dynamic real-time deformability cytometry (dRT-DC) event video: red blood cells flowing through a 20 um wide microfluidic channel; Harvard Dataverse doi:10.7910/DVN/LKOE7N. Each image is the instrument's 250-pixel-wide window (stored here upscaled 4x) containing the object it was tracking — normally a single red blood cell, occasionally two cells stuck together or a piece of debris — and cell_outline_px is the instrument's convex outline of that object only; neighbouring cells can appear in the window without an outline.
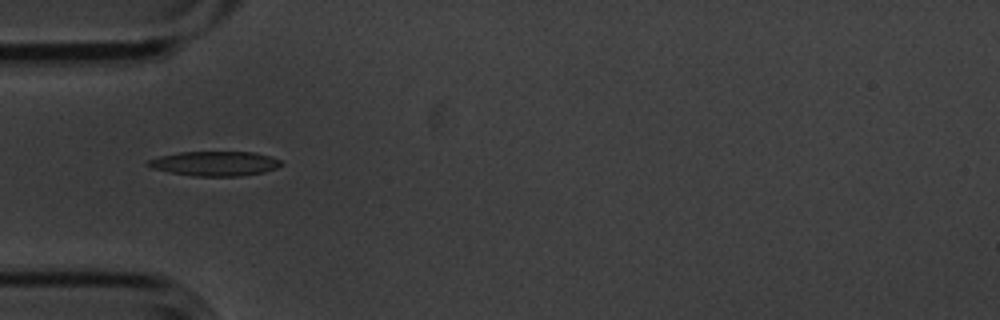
{"species": "common noctule bat (a hibernating species)", "species_latin": "Nyctalus noctula", "temperature_condition": "cold", "stored_images_in_passage": 1, "camera_frame_rate_fps": 3000, "um_per_image_px": 0.085, "animal": {"sex": "male", "body_mass_g": 20.1, "forearm_length_mm": 53.5}, "frame": {"image": 1, "passage_image": 1, "time_ms": 0.0, "image_size_px": [1000, 320], "cell_outline_px": [[284, 164], [276, 168], [264, 172], [240, 176], [192, 176], [152, 168], [144, 164], [148, 160], [160, 156], [180, 152], [256, 152], [284, 160]], "centroid_in_image_um": [18.31, 13.9], "position_along_channel_um": 66.7, "area_um2": 19.19}}